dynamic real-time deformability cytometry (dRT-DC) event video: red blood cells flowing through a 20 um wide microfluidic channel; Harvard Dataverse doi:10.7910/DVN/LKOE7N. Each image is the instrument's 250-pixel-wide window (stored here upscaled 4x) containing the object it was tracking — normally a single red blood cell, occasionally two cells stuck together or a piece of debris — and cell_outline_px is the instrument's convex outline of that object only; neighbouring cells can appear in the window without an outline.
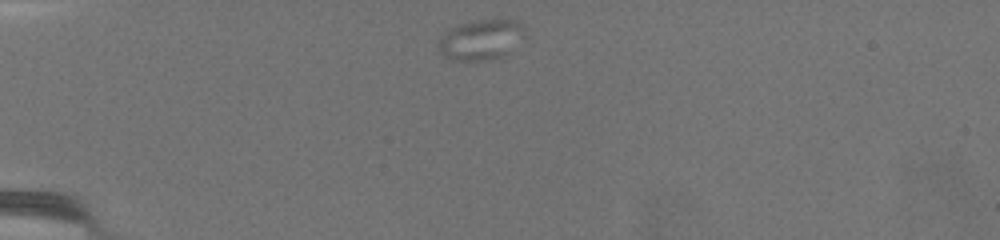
{"species": "common noctule bat (a hibernating species)", "species_latin": "Nyctalus noctula", "temperature_condition": "warm", "stored_images_in_passage": 55, "camera_frame_rate_fps": 3000, "um_per_image_px": 0.085, "animal": {"sex": "female", "body_mass_g": 19.5, "forearm_length_mm": 54.1}, "frame": {"image": 1, "passage_image": 1, "time_ms": 0.0, "image_size_px": [1000, 240], "cell_outline_px": [[524, 36], [500, 56], [488, 60], [448, 60], [436, 48], [440, 40], [452, 28], [460, 24], [476, 20], [516, 20], [524, 24]], "centroid_in_image_um": [40.85, 3.37], "position_along_channel_um": 44.1, "area_um2": 19.71}}
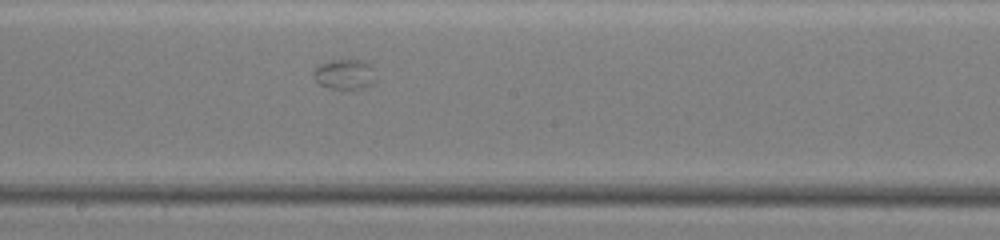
{"frame": {"image": 2, "passage_image": 24, "time_ms": 7.667, "image_size_px": [1000, 240], "cell_outline_px": [[376, 80], [372, 84], [364, 88], [332, 88], [320, 84], [316, 80], [312, 72], [320, 64], [328, 60], [364, 60], [368, 64]], "centroid_in_image_um": [29.28, 6.3], "position_along_channel_um": 218.9, "area_um2": 10.64}}
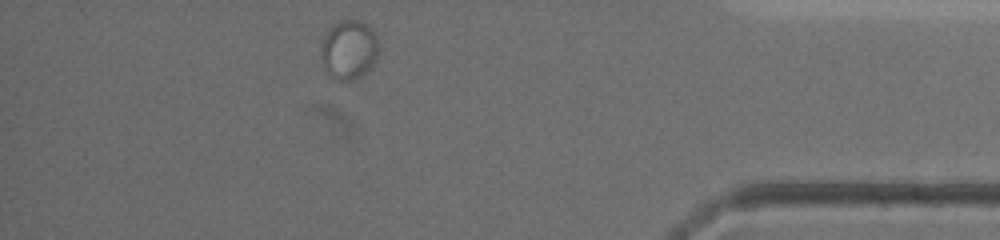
{"frame": {"image": 3, "passage_image": 47, "time_ms": 15.333, "image_size_px": [1000, 240], "cell_outline_px": [[380, 44], [372, 68], [360, 76], [348, 80], [340, 80], [328, 72], [320, 56], [320, 44], [328, 28], [332, 24], [340, 20], [356, 20], [372, 28]], "centroid_in_image_um": [29.66, 4.18], "position_along_channel_um": 405.5, "area_um2": 19.88}}